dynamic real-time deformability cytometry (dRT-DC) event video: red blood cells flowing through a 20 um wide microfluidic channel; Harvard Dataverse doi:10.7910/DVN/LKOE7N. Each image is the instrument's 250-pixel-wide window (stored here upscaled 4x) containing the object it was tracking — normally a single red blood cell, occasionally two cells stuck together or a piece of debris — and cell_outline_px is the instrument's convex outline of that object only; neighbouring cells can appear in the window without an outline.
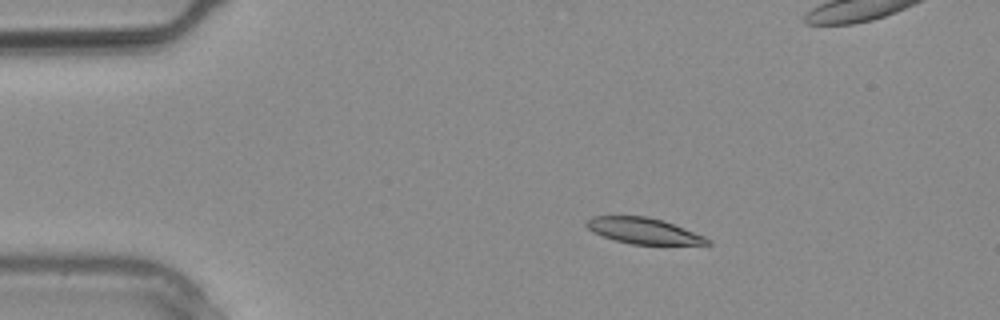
{"species": "common noctule bat (a hibernating species)", "species_latin": "Nyctalus noctula", "temperature_condition": "warm", "stored_images_in_passage": 4, "camera_frame_rate_fps": 3000, "um_per_image_px": 0.085, "animal": {"sex": "male", "body_mass_g": 20.4}, "frame": {"image": 1, "passage_image": 2, "time_ms": 0.333, "image_size_px": [1000, 320], "cell_outline_px": [[712, 244], [632, 244], [616, 240], [604, 236], [588, 228], [584, 224], [592, 216], [648, 216], [664, 220], [704, 236], [712, 240]], "centroid_in_image_um": [54.74, 19.61], "position_along_channel_um": 30.3, "area_um2": 18.03}}